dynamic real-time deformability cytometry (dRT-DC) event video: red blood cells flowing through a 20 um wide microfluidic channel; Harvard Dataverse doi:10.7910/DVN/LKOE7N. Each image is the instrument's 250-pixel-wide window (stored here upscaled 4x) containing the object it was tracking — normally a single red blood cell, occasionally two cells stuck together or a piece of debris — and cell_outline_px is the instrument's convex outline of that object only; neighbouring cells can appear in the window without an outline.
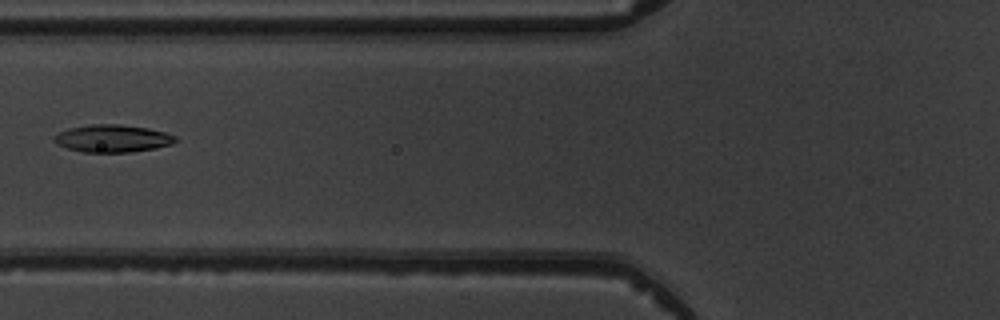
{"species": "common noctule bat (a hibernating species)", "species_latin": "Nyctalus noctula", "temperature_condition": "warm", "stored_images_in_passage": 4, "camera_frame_rate_fps": 3000, "um_per_image_px": 0.085, "animal": {"sex": "male", "body_mass_g": 19.5, "forearm_length_mm": 54.6}, "frame": {"image": 1, "passage_image": 4, "time_ms": 3.333, "image_size_px": [1000, 320], "cell_outline_px": [[176, 140], [172, 144], [156, 148], [132, 152], [84, 152], [68, 148], [56, 144], [52, 140], [52, 136], [68, 128], [92, 124], [120, 124], [148, 128], [164, 132], [176, 136]], "centroid_in_image_um": [9.54, 11.77], "position_along_channel_um": 116.3, "area_um2": 19.48}}